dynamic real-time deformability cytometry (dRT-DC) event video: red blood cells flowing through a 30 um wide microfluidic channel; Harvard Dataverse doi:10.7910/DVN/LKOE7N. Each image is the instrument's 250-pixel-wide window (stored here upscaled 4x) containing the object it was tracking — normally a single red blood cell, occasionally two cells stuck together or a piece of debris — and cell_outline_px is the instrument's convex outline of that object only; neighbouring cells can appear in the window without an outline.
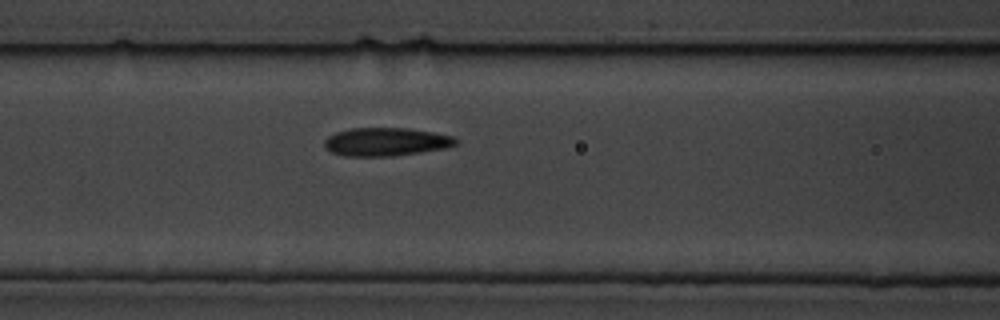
{"species": "common noctule bat (a hibernating species)", "species_latin": "Nyctalus noctula", "temperature_condition": "cold", "stored_images_in_passage": 7, "camera_frame_rate_fps": 3000, "um_per_image_px": 0.085, "animal": {"sex": "male", "body_mass_g": 19.5, "forearm_length_mm": 54.6}, "frame": {"image": 1, "passage_image": 7, "time_ms": 7.667, "image_size_px": [1000, 320], "cell_outline_px": [[460, 140], [456, 144], [448, 148], [392, 156], [344, 156], [332, 152], [324, 148], [324, 140], [328, 136], [336, 132], [352, 128], [408, 128], [432, 132], [452, 136]], "centroid_in_image_um": [32.81, 12.05], "position_along_channel_um": 133.8, "area_um2": 21.73}}